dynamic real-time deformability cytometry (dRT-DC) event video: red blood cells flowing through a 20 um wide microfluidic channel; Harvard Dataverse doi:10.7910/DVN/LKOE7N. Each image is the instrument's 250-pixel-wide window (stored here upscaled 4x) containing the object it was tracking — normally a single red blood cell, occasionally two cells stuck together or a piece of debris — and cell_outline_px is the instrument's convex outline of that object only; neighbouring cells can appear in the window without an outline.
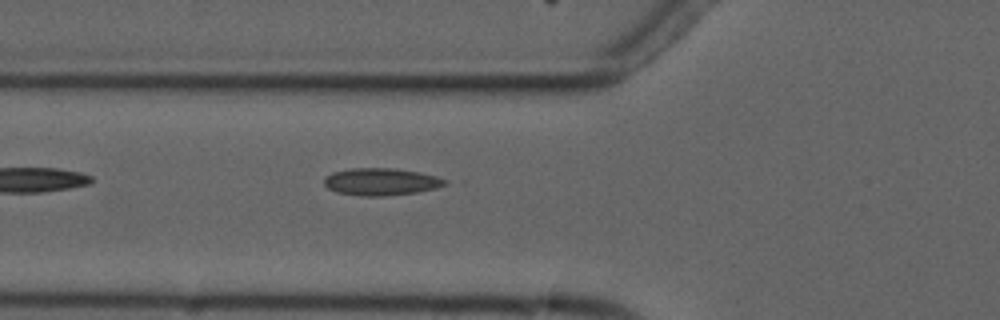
{"species": "common noctule bat (a hibernating species)", "species_latin": "Nyctalus noctula", "temperature_condition": "cold", "stored_images_in_passage": 4, "camera_frame_rate_fps": 3000, "um_per_image_px": 0.085, "animal": {"sex": "male", "forearm_length_mm": 52.5}, "frame": {"image": 1, "passage_image": 4, "time_ms": 4.333, "image_size_px": [1000, 320], "cell_outline_px": [[448, 184], [436, 188], [416, 192], [384, 196], [360, 196], [336, 192], [328, 188], [324, 184], [324, 176], [332, 172], [352, 168], [392, 168], [420, 172], [436, 176], [448, 180]], "centroid_in_image_um": [32.38, 15.44], "position_along_channel_um": 93.4, "area_um2": 19.31}}